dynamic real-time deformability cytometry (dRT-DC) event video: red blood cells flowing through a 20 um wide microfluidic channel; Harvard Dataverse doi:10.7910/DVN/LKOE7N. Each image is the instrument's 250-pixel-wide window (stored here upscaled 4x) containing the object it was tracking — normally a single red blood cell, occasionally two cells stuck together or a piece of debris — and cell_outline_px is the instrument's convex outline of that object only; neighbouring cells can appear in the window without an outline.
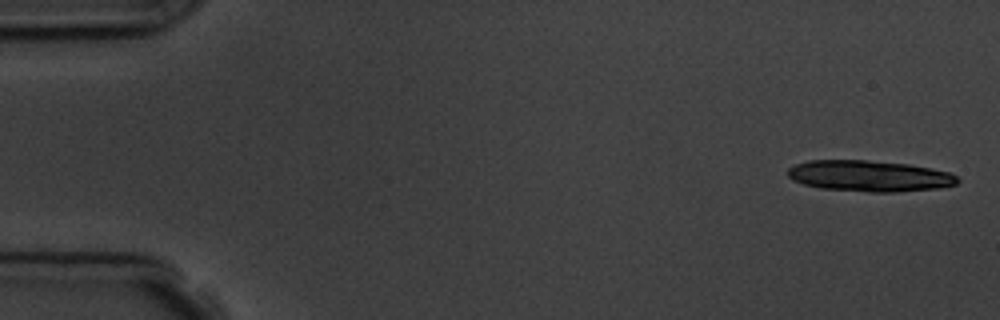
{"species": "common noctule bat (a hibernating species)", "species_latin": "Nyctalus noctula", "temperature_condition": "room temperature", "stored_images_in_passage": 6, "camera_frame_rate_fps": 3000, "um_per_image_px": 0.085, "animal": {"sex": "male", "body_mass_g": 19.5, "forearm_length_mm": 54.6}, "frame": {"image": 1, "passage_image": 1, "time_ms": 0.0, "image_size_px": [1000, 320], "cell_outline_px": [[960, 180], [956, 184], [936, 188], [896, 192], [868, 192], [820, 188], [804, 184], [792, 180], [788, 176], [788, 168], [796, 164], [808, 160], [864, 160], [908, 164], [948, 172], [956, 176]], "centroid_in_image_um": [73.86, 14.96], "position_along_channel_um": 11.1, "area_um2": 30.58}}